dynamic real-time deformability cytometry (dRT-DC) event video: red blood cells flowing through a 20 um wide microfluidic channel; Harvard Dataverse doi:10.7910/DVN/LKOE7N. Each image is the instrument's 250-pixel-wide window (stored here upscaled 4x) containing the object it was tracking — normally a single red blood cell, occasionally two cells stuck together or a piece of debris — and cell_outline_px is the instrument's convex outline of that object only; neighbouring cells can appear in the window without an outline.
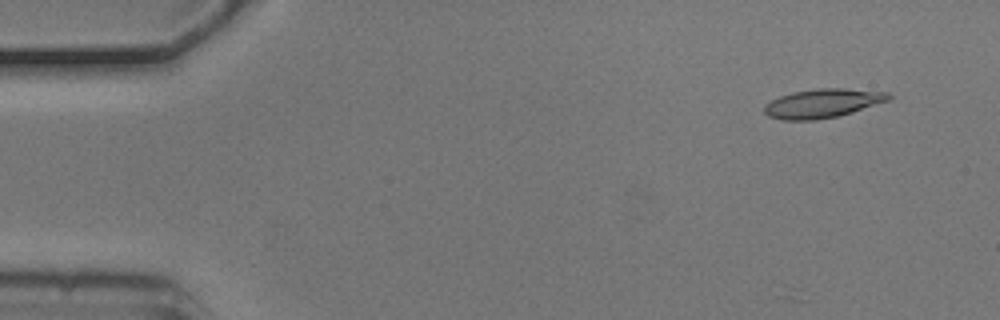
{"species": "common noctule bat (a hibernating species)", "species_latin": "Nyctalus noctula", "temperature_condition": "cold", "stored_images_in_passage": 4, "camera_frame_rate_fps": 3000, "um_per_image_px": 0.085, "animal": {"sex": "male", "body_mass_g": 20.5, "forearm_length_mm": 52.5}, "frame": {"image": 1, "passage_image": 2, "time_ms": 0.333, "image_size_px": [1000, 320], "cell_outline_px": [[892, 96], [888, 100], [852, 112], [836, 116], [816, 120], [780, 120], [768, 116], [764, 112], [764, 104], [780, 96], [792, 92], [816, 88], [844, 88], [888, 92]], "centroid_in_image_um": [69.88, 8.78], "position_along_channel_um": 15.1, "area_um2": 20.92}}